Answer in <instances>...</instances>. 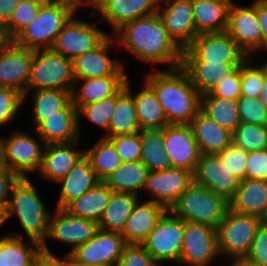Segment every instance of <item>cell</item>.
<instances>
[{
    "label": "cell",
    "instance_id": "6da1fadb",
    "mask_svg": "<svg viewBox=\"0 0 267 266\" xmlns=\"http://www.w3.org/2000/svg\"><path fill=\"white\" fill-rule=\"evenodd\" d=\"M114 34L116 44L143 63H165L166 69L182 64L183 50L169 36L158 13L128 21Z\"/></svg>",
    "mask_w": 267,
    "mask_h": 266
},
{
    "label": "cell",
    "instance_id": "7a4b0ae2",
    "mask_svg": "<svg viewBox=\"0 0 267 266\" xmlns=\"http://www.w3.org/2000/svg\"><path fill=\"white\" fill-rule=\"evenodd\" d=\"M154 71L144 81L154 90L168 124H190L201 109V94L187 72L181 66Z\"/></svg>",
    "mask_w": 267,
    "mask_h": 266
},
{
    "label": "cell",
    "instance_id": "3957f363",
    "mask_svg": "<svg viewBox=\"0 0 267 266\" xmlns=\"http://www.w3.org/2000/svg\"><path fill=\"white\" fill-rule=\"evenodd\" d=\"M6 209L7 221L17 216L26 237L42 244L47 236L51 212L45 207L30 177L13 185Z\"/></svg>",
    "mask_w": 267,
    "mask_h": 266
},
{
    "label": "cell",
    "instance_id": "277c9868",
    "mask_svg": "<svg viewBox=\"0 0 267 266\" xmlns=\"http://www.w3.org/2000/svg\"><path fill=\"white\" fill-rule=\"evenodd\" d=\"M229 201L209 188L193 182L171 206L169 211L183 221L217 228L225 218Z\"/></svg>",
    "mask_w": 267,
    "mask_h": 266
},
{
    "label": "cell",
    "instance_id": "5b68a950",
    "mask_svg": "<svg viewBox=\"0 0 267 266\" xmlns=\"http://www.w3.org/2000/svg\"><path fill=\"white\" fill-rule=\"evenodd\" d=\"M76 13L69 6L44 2L36 18L12 40L30 50L51 49L64 24Z\"/></svg>",
    "mask_w": 267,
    "mask_h": 266
},
{
    "label": "cell",
    "instance_id": "8992f818",
    "mask_svg": "<svg viewBox=\"0 0 267 266\" xmlns=\"http://www.w3.org/2000/svg\"><path fill=\"white\" fill-rule=\"evenodd\" d=\"M75 81L72 59L52 49L35 50L23 100L31 90L51 88L73 91Z\"/></svg>",
    "mask_w": 267,
    "mask_h": 266
},
{
    "label": "cell",
    "instance_id": "52a82bcc",
    "mask_svg": "<svg viewBox=\"0 0 267 266\" xmlns=\"http://www.w3.org/2000/svg\"><path fill=\"white\" fill-rule=\"evenodd\" d=\"M263 221L258 216L237 213L229 208L216 228L220 256L231 261L245 259Z\"/></svg>",
    "mask_w": 267,
    "mask_h": 266
},
{
    "label": "cell",
    "instance_id": "ba28073f",
    "mask_svg": "<svg viewBox=\"0 0 267 266\" xmlns=\"http://www.w3.org/2000/svg\"><path fill=\"white\" fill-rule=\"evenodd\" d=\"M247 58L226 31L198 34L182 53V62L243 63Z\"/></svg>",
    "mask_w": 267,
    "mask_h": 266
},
{
    "label": "cell",
    "instance_id": "9c48e42d",
    "mask_svg": "<svg viewBox=\"0 0 267 266\" xmlns=\"http://www.w3.org/2000/svg\"><path fill=\"white\" fill-rule=\"evenodd\" d=\"M32 131L34 133L32 135L21 130L13 131L11 136L1 138L7 165L20 178L29 177V172H38L42 162L46 144L34 129Z\"/></svg>",
    "mask_w": 267,
    "mask_h": 266
},
{
    "label": "cell",
    "instance_id": "30bf717a",
    "mask_svg": "<svg viewBox=\"0 0 267 266\" xmlns=\"http://www.w3.org/2000/svg\"><path fill=\"white\" fill-rule=\"evenodd\" d=\"M184 221L167 210L142 243L160 265L161 262L179 263L183 244Z\"/></svg>",
    "mask_w": 267,
    "mask_h": 266
},
{
    "label": "cell",
    "instance_id": "8fae6325",
    "mask_svg": "<svg viewBox=\"0 0 267 266\" xmlns=\"http://www.w3.org/2000/svg\"><path fill=\"white\" fill-rule=\"evenodd\" d=\"M219 256L216 228L184 221L183 244L178 265L210 266Z\"/></svg>",
    "mask_w": 267,
    "mask_h": 266
},
{
    "label": "cell",
    "instance_id": "7c38bea8",
    "mask_svg": "<svg viewBox=\"0 0 267 266\" xmlns=\"http://www.w3.org/2000/svg\"><path fill=\"white\" fill-rule=\"evenodd\" d=\"M74 13L64 24L51 48L66 58L74 59L97 47L108 34L93 22H85Z\"/></svg>",
    "mask_w": 267,
    "mask_h": 266
},
{
    "label": "cell",
    "instance_id": "4fadbf2b",
    "mask_svg": "<svg viewBox=\"0 0 267 266\" xmlns=\"http://www.w3.org/2000/svg\"><path fill=\"white\" fill-rule=\"evenodd\" d=\"M54 214V215H52ZM99 231V224L85 218L71 215L68 211L56 208L55 213L50 214L48 232L42 249L50 251L47 246V238L63 244L71 245V251L77 246L86 243Z\"/></svg>",
    "mask_w": 267,
    "mask_h": 266
},
{
    "label": "cell",
    "instance_id": "5bb4252c",
    "mask_svg": "<svg viewBox=\"0 0 267 266\" xmlns=\"http://www.w3.org/2000/svg\"><path fill=\"white\" fill-rule=\"evenodd\" d=\"M226 32L248 57H252L262 50V32L257 16V0L246 7L232 2L228 12Z\"/></svg>",
    "mask_w": 267,
    "mask_h": 266
},
{
    "label": "cell",
    "instance_id": "9a60e30c",
    "mask_svg": "<svg viewBox=\"0 0 267 266\" xmlns=\"http://www.w3.org/2000/svg\"><path fill=\"white\" fill-rule=\"evenodd\" d=\"M34 50L6 40L0 47V87L27 92Z\"/></svg>",
    "mask_w": 267,
    "mask_h": 266
},
{
    "label": "cell",
    "instance_id": "2e32d148",
    "mask_svg": "<svg viewBox=\"0 0 267 266\" xmlns=\"http://www.w3.org/2000/svg\"><path fill=\"white\" fill-rule=\"evenodd\" d=\"M163 137V149L172 168H184L194 173L201 153L190 124H168L163 128Z\"/></svg>",
    "mask_w": 267,
    "mask_h": 266
},
{
    "label": "cell",
    "instance_id": "e0dca14e",
    "mask_svg": "<svg viewBox=\"0 0 267 266\" xmlns=\"http://www.w3.org/2000/svg\"><path fill=\"white\" fill-rule=\"evenodd\" d=\"M193 182V172L188 169L149 171L143 191L151 194L148 200L162 204L169 210Z\"/></svg>",
    "mask_w": 267,
    "mask_h": 266
},
{
    "label": "cell",
    "instance_id": "ac0fdd59",
    "mask_svg": "<svg viewBox=\"0 0 267 266\" xmlns=\"http://www.w3.org/2000/svg\"><path fill=\"white\" fill-rule=\"evenodd\" d=\"M157 13L169 36L182 50L193 42L196 28L192 0H160Z\"/></svg>",
    "mask_w": 267,
    "mask_h": 266
},
{
    "label": "cell",
    "instance_id": "d6986e66",
    "mask_svg": "<svg viewBox=\"0 0 267 266\" xmlns=\"http://www.w3.org/2000/svg\"><path fill=\"white\" fill-rule=\"evenodd\" d=\"M126 244L120 233L99 230L70 252V262L116 265Z\"/></svg>",
    "mask_w": 267,
    "mask_h": 266
},
{
    "label": "cell",
    "instance_id": "ffe728a7",
    "mask_svg": "<svg viewBox=\"0 0 267 266\" xmlns=\"http://www.w3.org/2000/svg\"><path fill=\"white\" fill-rule=\"evenodd\" d=\"M114 39L108 35L97 47L73 59L75 80L102 76H128L120 60L111 59L107 55L110 47L116 42Z\"/></svg>",
    "mask_w": 267,
    "mask_h": 266
},
{
    "label": "cell",
    "instance_id": "44dd1931",
    "mask_svg": "<svg viewBox=\"0 0 267 266\" xmlns=\"http://www.w3.org/2000/svg\"><path fill=\"white\" fill-rule=\"evenodd\" d=\"M194 182L209 188L230 201L239 186L240 180L214 154H201L195 171Z\"/></svg>",
    "mask_w": 267,
    "mask_h": 266
},
{
    "label": "cell",
    "instance_id": "7402d4cb",
    "mask_svg": "<svg viewBox=\"0 0 267 266\" xmlns=\"http://www.w3.org/2000/svg\"><path fill=\"white\" fill-rule=\"evenodd\" d=\"M160 0H94L99 23L106 20L113 32L124 23L157 13ZM102 20V21H101Z\"/></svg>",
    "mask_w": 267,
    "mask_h": 266
},
{
    "label": "cell",
    "instance_id": "603a6c76",
    "mask_svg": "<svg viewBox=\"0 0 267 266\" xmlns=\"http://www.w3.org/2000/svg\"><path fill=\"white\" fill-rule=\"evenodd\" d=\"M34 130L46 145L79 140L78 110L73 101L59 110V114H52L41 121Z\"/></svg>",
    "mask_w": 267,
    "mask_h": 266
},
{
    "label": "cell",
    "instance_id": "cb8c5ba5",
    "mask_svg": "<svg viewBox=\"0 0 267 266\" xmlns=\"http://www.w3.org/2000/svg\"><path fill=\"white\" fill-rule=\"evenodd\" d=\"M79 141L46 145L38 170L41 177L54 183L64 178L84 155L83 149H77Z\"/></svg>",
    "mask_w": 267,
    "mask_h": 266
},
{
    "label": "cell",
    "instance_id": "d4e9b609",
    "mask_svg": "<svg viewBox=\"0 0 267 266\" xmlns=\"http://www.w3.org/2000/svg\"><path fill=\"white\" fill-rule=\"evenodd\" d=\"M167 209L157 202L138 200L120 233L126 243L142 244Z\"/></svg>",
    "mask_w": 267,
    "mask_h": 266
},
{
    "label": "cell",
    "instance_id": "484cf974",
    "mask_svg": "<svg viewBox=\"0 0 267 266\" xmlns=\"http://www.w3.org/2000/svg\"><path fill=\"white\" fill-rule=\"evenodd\" d=\"M99 182L90 160L83 155L70 172L57 182L61 184V190L56 208L65 209L73 200L94 188Z\"/></svg>",
    "mask_w": 267,
    "mask_h": 266
},
{
    "label": "cell",
    "instance_id": "4316f807",
    "mask_svg": "<svg viewBox=\"0 0 267 266\" xmlns=\"http://www.w3.org/2000/svg\"><path fill=\"white\" fill-rule=\"evenodd\" d=\"M230 209L241 214L254 215L267 220V180L242 179Z\"/></svg>",
    "mask_w": 267,
    "mask_h": 266
},
{
    "label": "cell",
    "instance_id": "83f0119b",
    "mask_svg": "<svg viewBox=\"0 0 267 266\" xmlns=\"http://www.w3.org/2000/svg\"><path fill=\"white\" fill-rule=\"evenodd\" d=\"M127 79L128 76H102L76 80L72 91L73 104L78 110L82 105L113 96L125 85Z\"/></svg>",
    "mask_w": 267,
    "mask_h": 266
},
{
    "label": "cell",
    "instance_id": "f1b7e54d",
    "mask_svg": "<svg viewBox=\"0 0 267 266\" xmlns=\"http://www.w3.org/2000/svg\"><path fill=\"white\" fill-rule=\"evenodd\" d=\"M190 126L201 154L216 155L232 143V132L219 126L201 110L191 121Z\"/></svg>",
    "mask_w": 267,
    "mask_h": 266
},
{
    "label": "cell",
    "instance_id": "f546056e",
    "mask_svg": "<svg viewBox=\"0 0 267 266\" xmlns=\"http://www.w3.org/2000/svg\"><path fill=\"white\" fill-rule=\"evenodd\" d=\"M130 83V80L127 79L125 85L116 93V107L108 131L102 137L132 135L141 131L133 94L129 90Z\"/></svg>",
    "mask_w": 267,
    "mask_h": 266
},
{
    "label": "cell",
    "instance_id": "4dcf8cb0",
    "mask_svg": "<svg viewBox=\"0 0 267 266\" xmlns=\"http://www.w3.org/2000/svg\"><path fill=\"white\" fill-rule=\"evenodd\" d=\"M232 2V0H192L196 36L226 31Z\"/></svg>",
    "mask_w": 267,
    "mask_h": 266
},
{
    "label": "cell",
    "instance_id": "1f68e13d",
    "mask_svg": "<svg viewBox=\"0 0 267 266\" xmlns=\"http://www.w3.org/2000/svg\"><path fill=\"white\" fill-rule=\"evenodd\" d=\"M242 63L182 62L193 86L203 95L209 93L218 82L234 73Z\"/></svg>",
    "mask_w": 267,
    "mask_h": 266
},
{
    "label": "cell",
    "instance_id": "d6a6232c",
    "mask_svg": "<svg viewBox=\"0 0 267 266\" xmlns=\"http://www.w3.org/2000/svg\"><path fill=\"white\" fill-rule=\"evenodd\" d=\"M112 193L113 190L104 181H100L94 188L73 200L65 210L73 216L98 223L111 199Z\"/></svg>",
    "mask_w": 267,
    "mask_h": 266
},
{
    "label": "cell",
    "instance_id": "836d02e7",
    "mask_svg": "<svg viewBox=\"0 0 267 266\" xmlns=\"http://www.w3.org/2000/svg\"><path fill=\"white\" fill-rule=\"evenodd\" d=\"M20 234H5L0 238V266H34L41 244L30 240L32 246L27 245Z\"/></svg>",
    "mask_w": 267,
    "mask_h": 266
},
{
    "label": "cell",
    "instance_id": "e575fe53",
    "mask_svg": "<svg viewBox=\"0 0 267 266\" xmlns=\"http://www.w3.org/2000/svg\"><path fill=\"white\" fill-rule=\"evenodd\" d=\"M139 199V195L134 193L113 191L111 199L98 222L99 230L121 233Z\"/></svg>",
    "mask_w": 267,
    "mask_h": 266
},
{
    "label": "cell",
    "instance_id": "d590c367",
    "mask_svg": "<svg viewBox=\"0 0 267 266\" xmlns=\"http://www.w3.org/2000/svg\"><path fill=\"white\" fill-rule=\"evenodd\" d=\"M142 90L133 94L138 123L141 130L160 129L168 125L166 115L154 90L144 82Z\"/></svg>",
    "mask_w": 267,
    "mask_h": 266
},
{
    "label": "cell",
    "instance_id": "8d00e7d4",
    "mask_svg": "<svg viewBox=\"0 0 267 266\" xmlns=\"http://www.w3.org/2000/svg\"><path fill=\"white\" fill-rule=\"evenodd\" d=\"M148 173V168L141 161L123 162L104 182L115 192H130L140 196Z\"/></svg>",
    "mask_w": 267,
    "mask_h": 266
},
{
    "label": "cell",
    "instance_id": "74e56055",
    "mask_svg": "<svg viewBox=\"0 0 267 266\" xmlns=\"http://www.w3.org/2000/svg\"><path fill=\"white\" fill-rule=\"evenodd\" d=\"M32 92L33 129L48 116L59 114L72 101V91L68 90L46 88Z\"/></svg>",
    "mask_w": 267,
    "mask_h": 266
},
{
    "label": "cell",
    "instance_id": "f35d334b",
    "mask_svg": "<svg viewBox=\"0 0 267 266\" xmlns=\"http://www.w3.org/2000/svg\"><path fill=\"white\" fill-rule=\"evenodd\" d=\"M142 153L140 161L149 171H162L172 168L164 151L163 128L140 131Z\"/></svg>",
    "mask_w": 267,
    "mask_h": 266
},
{
    "label": "cell",
    "instance_id": "ab89813d",
    "mask_svg": "<svg viewBox=\"0 0 267 266\" xmlns=\"http://www.w3.org/2000/svg\"><path fill=\"white\" fill-rule=\"evenodd\" d=\"M84 155L100 181H105L123 163L113 143L102 136L92 147L84 149Z\"/></svg>",
    "mask_w": 267,
    "mask_h": 266
},
{
    "label": "cell",
    "instance_id": "60d3db41",
    "mask_svg": "<svg viewBox=\"0 0 267 266\" xmlns=\"http://www.w3.org/2000/svg\"><path fill=\"white\" fill-rule=\"evenodd\" d=\"M200 110L232 133L240 124L237 100L201 96Z\"/></svg>",
    "mask_w": 267,
    "mask_h": 266
},
{
    "label": "cell",
    "instance_id": "b9f144b4",
    "mask_svg": "<svg viewBox=\"0 0 267 266\" xmlns=\"http://www.w3.org/2000/svg\"><path fill=\"white\" fill-rule=\"evenodd\" d=\"M44 0H20L9 21L2 27L5 40H13L37 16Z\"/></svg>",
    "mask_w": 267,
    "mask_h": 266
},
{
    "label": "cell",
    "instance_id": "7bdbcfd3",
    "mask_svg": "<svg viewBox=\"0 0 267 266\" xmlns=\"http://www.w3.org/2000/svg\"><path fill=\"white\" fill-rule=\"evenodd\" d=\"M116 107V94L103 100L82 105L78 109V131L81 133V119L85 117L93 124L108 131L111 118Z\"/></svg>",
    "mask_w": 267,
    "mask_h": 266
},
{
    "label": "cell",
    "instance_id": "ee69618b",
    "mask_svg": "<svg viewBox=\"0 0 267 266\" xmlns=\"http://www.w3.org/2000/svg\"><path fill=\"white\" fill-rule=\"evenodd\" d=\"M232 136V142L245 151L267 148V126L240 123Z\"/></svg>",
    "mask_w": 267,
    "mask_h": 266
},
{
    "label": "cell",
    "instance_id": "f6af8a7d",
    "mask_svg": "<svg viewBox=\"0 0 267 266\" xmlns=\"http://www.w3.org/2000/svg\"><path fill=\"white\" fill-rule=\"evenodd\" d=\"M254 57H248L241 64V95L259 97L263 89V63L254 64Z\"/></svg>",
    "mask_w": 267,
    "mask_h": 266
},
{
    "label": "cell",
    "instance_id": "bcb514c9",
    "mask_svg": "<svg viewBox=\"0 0 267 266\" xmlns=\"http://www.w3.org/2000/svg\"><path fill=\"white\" fill-rule=\"evenodd\" d=\"M237 104L240 123L267 126V107L259 97L241 95Z\"/></svg>",
    "mask_w": 267,
    "mask_h": 266
},
{
    "label": "cell",
    "instance_id": "7dc6e473",
    "mask_svg": "<svg viewBox=\"0 0 267 266\" xmlns=\"http://www.w3.org/2000/svg\"><path fill=\"white\" fill-rule=\"evenodd\" d=\"M108 139L113 143L122 162L140 161L142 153L140 132L132 135H117Z\"/></svg>",
    "mask_w": 267,
    "mask_h": 266
},
{
    "label": "cell",
    "instance_id": "c3c4849f",
    "mask_svg": "<svg viewBox=\"0 0 267 266\" xmlns=\"http://www.w3.org/2000/svg\"><path fill=\"white\" fill-rule=\"evenodd\" d=\"M216 155L239 180L246 178L248 151L243 150L232 142Z\"/></svg>",
    "mask_w": 267,
    "mask_h": 266
},
{
    "label": "cell",
    "instance_id": "681fc988",
    "mask_svg": "<svg viewBox=\"0 0 267 266\" xmlns=\"http://www.w3.org/2000/svg\"><path fill=\"white\" fill-rule=\"evenodd\" d=\"M23 102V94L18 90L0 87V127L14 120Z\"/></svg>",
    "mask_w": 267,
    "mask_h": 266
},
{
    "label": "cell",
    "instance_id": "f907efd6",
    "mask_svg": "<svg viewBox=\"0 0 267 266\" xmlns=\"http://www.w3.org/2000/svg\"><path fill=\"white\" fill-rule=\"evenodd\" d=\"M115 266H161L144 248L143 244L127 243Z\"/></svg>",
    "mask_w": 267,
    "mask_h": 266
},
{
    "label": "cell",
    "instance_id": "816d5d0a",
    "mask_svg": "<svg viewBox=\"0 0 267 266\" xmlns=\"http://www.w3.org/2000/svg\"><path fill=\"white\" fill-rule=\"evenodd\" d=\"M201 96L237 100L241 96V66L234 73L218 82L209 93Z\"/></svg>",
    "mask_w": 267,
    "mask_h": 266
},
{
    "label": "cell",
    "instance_id": "f5cc1de1",
    "mask_svg": "<svg viewBox=\"0 0 267 266\" xmlns=\"http://www.w3.org/2000/svg\"><path fill=\"white\" fill-rule=\"evenodd\" d=\"M245 260L259 265L267 266V221L264 220L259 226L252 241L251 248Z\"/></svg>",
    "mask_w": 267,
    "mask_h": 266
},
{
    "label": "cell",
    "instance_id": "db71d44e",
    "mask_svg": "<svg viewBox=\"0 0 267 266\" xmlns=\"http://www.w3.org/2000/svg\"><path fill=\"white\" fill-rule=\"evenodd\" d=\"M246 179L267 180V148L248 151Z\"/></svg>",
    "mask_w": 267,
    "mask_h": 266
},
{
    "label": "cell",
    "instance_id": "11a10c76",
    "mask_svg": "<svg viewBox=\"0 0 267 266\" xmlns=\"http://www.w3.org/2000/svg\"><path fill=\"white\" fill-rule=\"evenodd\" d=\"M34 266H70V253L64 254L62 258L56 256V253L40 249Z\"/></svg>",
    "mask_w": 267,
    "mask_h": 266
},
{
    "label": "cell",
    "instance_id": "9f6ffc18",
    "mask_svg": "<svg viewBox=\"0 0 267 266\" xmlns=\"http://www.w3.org/2000/svg\"><path fill=\"white\" fill-rule=\"evenodd\" d=\"M19 178L16 173H0V208L7 209L11 189Z\"/></svg>",
    "mask_w": 267,
    "mask_h": 266
},
{
    "label": "cell",
    "instance_id": "6f0895ef",
    "mask_svg": "<svg viewBox=\"0 0 267 266\" xmlns=\"http://www.w3.org/2000/svg\"><path fill=\"white\" fill-rule=\"evenodd\" d=\"M257 16L262 32V50H267V0H257Z\"/></svg>",
    "mask_w": 267,
    "mask_h": 266
},
{
    "label": "cell",
    "instance_id": "680465c9",
    "mask_svg": "<svg viewBox=\"0 0 267 266\" xmlns=\"http://www.w3.org/2000/svg\"><path fill=\"white\" fill-rule=\"evenodd\" d=\"M20 0H0V27L2 28L10 19Z\"/></svg>",
    "mask_w": 267,
    "mask_h": 266
},
{
    "label": "cell",
    "instance_id": "91938a15",
    "mask_svg": "<svg viewBox=\"0 0 267 266\" xmlns=\"http://www.w3.org/2000/svg\"><path fill=\"white\" fill-rule=\"evenodd\" d=\"M47 3H55V4H64L66 6H69L72 10H74L76 13L84 6L90 5L93 7L94 0H44Z\"/></svg>",
    "mask_w": 267,
    "mask_h": 266
},
{
    "label": "cell",
    "instance_id": "94428289",
    "mask_svg": "<svg viewBox=\"0 0 267 266\" xmlns=\"http://www.w3.org/2000/svg\"><path fill=\"white\" fill-rule=\"evenodd\" d=\"M263 89L260 93L261 102L267 107V61L263 62Z\"/></svg>",
    "mask_w": 267,
    "mask_h": 266
},
{
    "label": "cell",
    "instance_id": "6125c7cd",
    "mask_svg": "<svg viewBox=\"0 0 267 266\" xmlns=\"http://www.w3.org/2000/svg\"><path fill=\"white\" fill-rule=\"evenodd\" d=\"M0 173H14L12 172L6 162L5 148L0 138Z\"/></svg>",
    "mask_w": 267,
    "mask_h": 266
},
{
    "label": "cell",
    "instance_id": "be15d7a7",
    "mask_svg": "<svg viewBox=\"0 0 267 266\" xmlns=\"http://www.w3.org/2000/svg\"><path fill=\"white\" fill-rule=\"evenodd\" d=\"M230 262V266H259L256 264H253L245 259H236L233 261H229Z\"/></svg>",
    "mask_w": 267,
    "mask_h": 266
},
{
    "label": "cell",
    "instance_id": "e7e4bbea",
    "mask_svg": "<svg viewBox=\"0 0 267 266\" xmlns=\"http://www.w3.org/2000/svg\"><path fill=\"white\" fill-rule=\"evenodd\" d=\"M7 222V214H6V209L0 208V228ZM0 238L2 236L0 235Z\"/></svg>",
    "mask_w": 267,
    "mask_h": 266
},
{
    "label": "cell",
    "instance_id": "03108f58",
    "mask_svg": "<svg viewBox=\"0 0 267 266\" xmlns=\"http://www.w3.org/2000/svg\"><path fill=\"white\" fill-rule=\"evenodd\" d=\"M70 266H115V265L90 264V263H83V262H70Z\"/></svg>",
    "mask_w": 267,
    "mask_h": 266
},
{
    "label": "cell",
    "instance_id": "003e7915",
    "mask_svg": "<svg viewBox=\"0 0 267 266\" xmlns=\"http://www.w3.org/2000/svg\"><path fill=\"white\" fill-rule=\"evenodd\" d=\"M5 38L3 36V33H2V28L0 27V47L2 46V44L5 42Z\"/></svg>",
    "mask_w": 267,
    "mask_h": 266
}]
</instances>
